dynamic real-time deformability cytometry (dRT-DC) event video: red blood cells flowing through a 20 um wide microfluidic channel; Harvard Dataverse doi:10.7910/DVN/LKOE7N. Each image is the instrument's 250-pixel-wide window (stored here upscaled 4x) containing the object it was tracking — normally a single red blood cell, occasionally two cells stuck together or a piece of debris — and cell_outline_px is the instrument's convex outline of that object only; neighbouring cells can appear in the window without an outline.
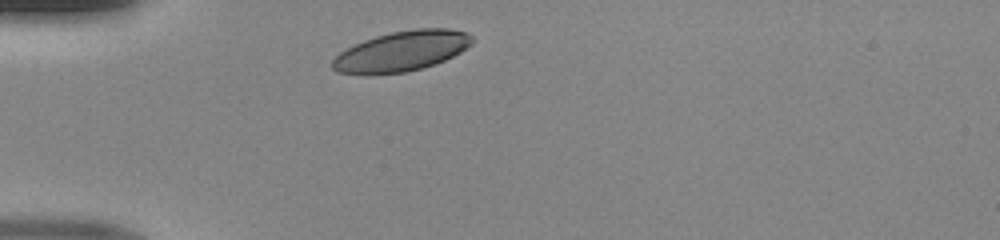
{"species": "human", "species_latin": "Homo sapiens", "temperature_condition": "room temperature", "stored_images_in_passage": 27, "camera_frame_rate_fps": 3000, "um_per_image_px": 0.085, "donor": {"sex": "male"}, "frame": {"image": 1, "passage_image": 1, "time_ms": 0.0, "image_size_px": [1000, 240], "cell_outline_px": [[472, 44], [460, 52], [444, 60], [420, 68], [404, 72], [336, 72], [332, 68], [332, 60], [340, 52], [364, 40], [376, 36], [392, 32], [416, 28], [448, 28], [468, 32], [472, 36]], "centroid_in_image_um": [34.19, 4.3], "position_along_channel_um": 50.8, "area_um2": 31.79}}
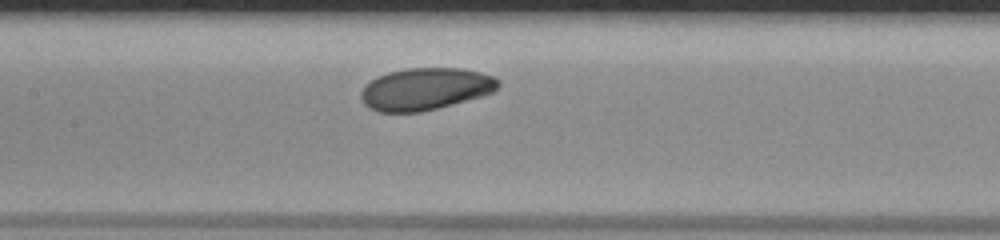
{"frame": {"image": 2, "passage_image": 11, "time_ms": 3.333, "image_size_px": [1000, 240], "cell_outline_px": [[500, 84], [492, 92], [484, 96], [420, 112], [380, 112], [368, 108], [364, 104], [360, 96], [360, 92], [364, 84], [376, 76], [388, 72], [408, 68], [464, 68], [480, 72], [492, 76], [500, 80]], "centroid_in_image_um": [36.13, 7.56], "position_along_channel_um": 171.3, "area_um2": 33.93}}
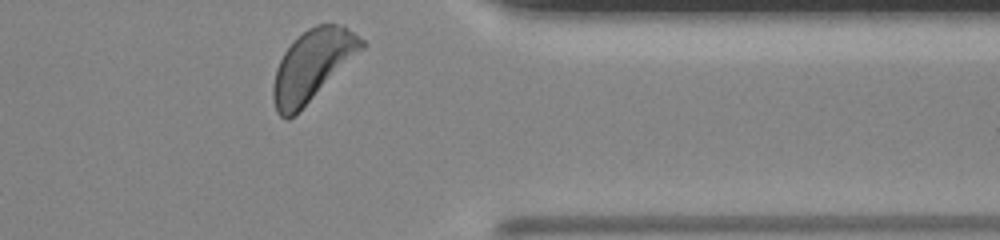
{"frame": {"image": 3, "passage_image": 27, "time_ms": 8.667, "image_size_px": [1000, 240], "cell_outline_px": [[368, 44], [364, 48], [288, 120], [280, 116], [276, 112], [272, 96], [272, 84], [276, 68], [284, 52], [308, 28], [316, 24], [344, 24], [364, 40]], "centroid_in_image_um": [26.55, 5.52], "position_along_channel_um": 384.8, "area_um2": 35.78}}